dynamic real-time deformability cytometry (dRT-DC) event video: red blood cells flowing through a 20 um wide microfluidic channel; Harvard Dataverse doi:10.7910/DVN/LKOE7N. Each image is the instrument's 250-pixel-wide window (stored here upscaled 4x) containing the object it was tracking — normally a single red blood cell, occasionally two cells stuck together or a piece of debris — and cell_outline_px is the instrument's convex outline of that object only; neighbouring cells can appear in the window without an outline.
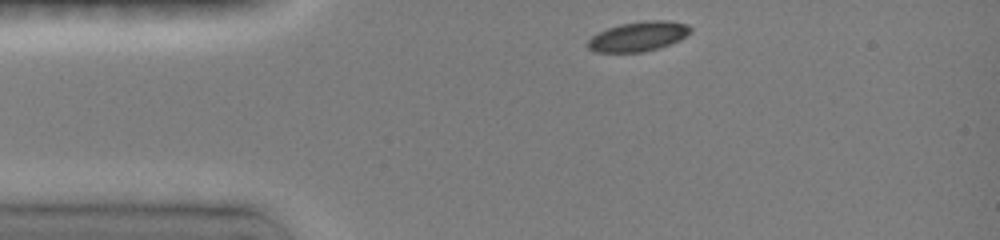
{"species": "common noctule bat (a hibernating species)", "species_latin": "Nyctalus noctula", "temperature_condition": "room temperature", "stored_images_in_passage": 7, "camera_frame_rate_fps": 3000, "um_per_image_px": 0.085, "animal": {"sex": "female", "body_mass_g": 19.0, "forearm_length_mm": 51.5}, "frame": {"image": 1, "passage_image": 1, "time_ms": 0.0, "image_size_px": [1000, 240], "cell_outline_px": [[692, 32], [680, 40], [656, 48], [640, 52], [596, 52], [588, 48], [588, 40], [592, 36], [608, 28], [620, 24], [644, 20], [668, 20], [688, 24], [692, 28]], "centroid_in_image_um": [54.29, 3.08], "position_along_channel_um": 30.7, "area_um2": 17.69}}
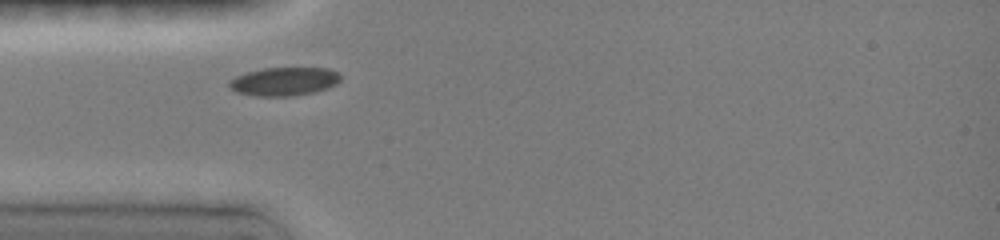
{"frame": {"image": 2, "passage_image": 4, "time_ms": 1.667, "image_size_px": [1000, 240], "cell_outline_px": [[340, 80], [336, 84], [312, 92], [292, 96], [256, 96], [236, 92], [228, 84], [228, 80], [236, 76], [248, 72], [264, 68], [328, 68], [336, 72], [340, 76]], "centroid_in_image_um": [24.11, 6.92], "position_along_channel_um": 60.9, "area_um2": 18.21}}
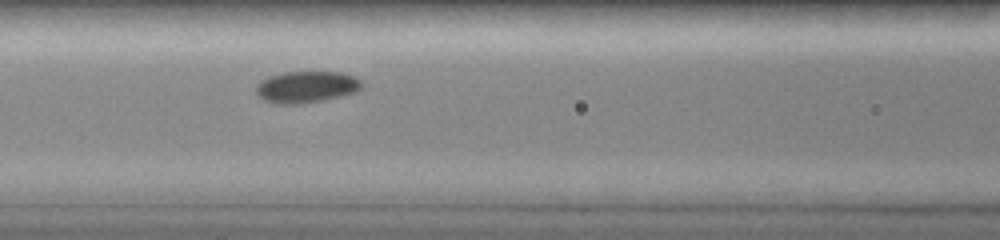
{"frame": {"image": 3, "passage_image": 7, "time_ms": 3.667, "image_size_px": [1000, 240], "cell_outline_px": [[360, 88], [352, 92], [320, 100], [296, 104], [272, 104], [264, 100], [256, 92], [256, 88], [264, 80], [272, 76], [284, 72], [340, 72], [352, 76], [360, 80]], "centroid_in_image_um": [26.0, 7.39], "position_along_channel_um": 140.6, "area_um2": 18.73}}